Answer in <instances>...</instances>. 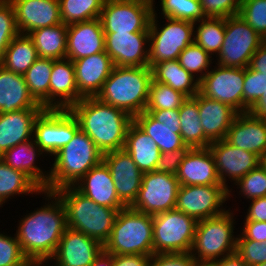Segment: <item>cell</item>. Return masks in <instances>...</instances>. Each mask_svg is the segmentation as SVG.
Listing matches in <instances>:
<instances>
[{"label": "cell", "mask_w": 266, "mask_h": 266, "mask_svg": "<svg viewBox=\"0 0 266 266\" xmlns=\"http://www.w3.org/2000/svg\"><path fill=\"white\" fill-rule=\"evenodd\" d=\"M42 194L51 201L21 218L16 230L22 252L30 262H49L67 228L60 198L54 192L42 191Z\"/></svg>", "instance_id": "obj_1"}, {"label": "cell", "mask_w": 266, "mask_h": 266, "mask_svg": "<svg viewBox=\"0 0 266 266\" xmlns=\"http://www.w3.org/2000/svg\"><path fill=\"white\" fill-rule=\"evenodd\" d=\"M69 110L103 154L124 149L127 129L133 121L128 113L96 97L82 98Z\"/></svg>", "instance_id": "obj_2"}, {"label": "cell", "mask_w": 266, "mask_h": 266, "mask_svg": "<svg viewBox=\"0 0 266 266\" xmlns=\"http://www.w3.org/2000/svg\"><path fill=\"white\" fill-rule=\"evenodd\" d=\"M151 81L149 66H114L96 98L134 118L146 109Z\"/></svg>", "instance_id": "obj_3"}, {"label": "cell", "mask_w": 266, "mask_h": 266, "mask_svg": "<svg viewBox=\"0 0 266 266\" xmlns=\"http://www.w3.org/2000/svg\"><path fill=\"white\" fill-rule=\"evenodd\" d=\"M54 193L65 207L66 226L104 245L120 210L95 203L74 186L60 188Z\"/></svg>", "instance_id": "obj_4"}, {"label": "cell", "mask_w": 266, "mask_h": 266, "mask_svg": "<svg viewBox=\"0 0 266 266\" xmlns=\"http://www.w3.org/2000/svg\"><path fill=\"white\" fill-rule=\"evenodd\" d=\"M48 179V192L75 184L103 160V153L81 129L55 155Z\"/></svg>", "instance_id": "obj_5"}, {"label": "cell", "mask_w": 266, "mask_h": 266, "mask_svg": "<svg viewBox=\"0 0 266 266\" xmlns=\"http://www.w3.org/2000/svg\"><path fill=\"white\" fill-rule=\"evenodd\" d=\"M103 247L113 255H152L153 215L131 207L121 209Z\"/></svg>", "instance_id": "obj_6"}, {"label": "cell", "mask_w": 266, "mask_h": 266, "mask_svg": "<svg viewBox=\"0 0 266 266\" xmlns=\"http://www.w3.org/2000/svg\"><path fill=\"white\" fill-rule=\"evenodd\" d=\"M233 214L228 209L220 215L197 221L190 251L196 262L212 263L236 252L238 237L233 234Z\"/></svg>", "instance_id": "obj_7"}, {"label": "cell", "mask_w": 266, "mask_h": 266, "mask_svg": "<svg viewBox=\"0 0 266 266\" xmlns=\"http://www.w3.org/2000/svg\"><path fill=\"white\" fill-rule=\"evenodd\" d=\"M155 5L149 25L148 66L152 68L162 61L177 60L180 53L194 42V23L164 18L167 24L159 28Z\"/></svg>", "instance_id": "obj_8"}, {"label": "cell", "mask_w": 266, "mask_h": 266, "mask_svg": "<svg viewBox=\"0 0 266 266\" xmlns=\"http://www.w3.org/2000/svg\"><path fill=\"white\" fill-rule=\"evenodd\" d=\"M196 224L176 208L153 215V254L190 252Z\"/></svg>", "instance_id": "obj_9"}, {"label": "cell", "mask_w": 266, "mask_h": 266, "mask_svg": "<svg viewBox=\"0 0 266 266\" xmlns=\"http://www.w3.org/2000/svg\"><path fill=\"white\" fill-rule=\"evenodd\" d=\"M154 0H105L100 20L104 33L149 32Z\"/></svg>", "instance_id": "obj_10"}, {"label": "cell", "mask_w": 266, "mask_h": 266, "mask_svg": "<svg viewBox=\"0 0 266 266\" xmlns=\"http://www.w3.org/2000/svg\"><path fill=\"white\" fill-rule=\"evenodd\" d=\"M262 37L238 14L225 18V34L216 64L225 67L246 68Z\"/></svg>", "instance_id": "obj_11"}, {"label": "cell", "mask_w": 266, "mask_h": 266, "mask_svg": "<svg viewBox=\"0 0 266 266\" xmlns=\"http://www.w3.org/2000/svg\"><path fill=\"white\" fill-rule=\"evenodd\" d=\"M80 129L69 109H44L36 118L33 139L51 157L68 144Z\"/></svg>", "instance_id": "obj_12"}, {"label": "cell", "mask_w": 266, "mask_h": 266, "mask_svg": "<svg viewBox=\"0 0 266 266\" xmlns=\"http://www.w3.org/2000/svg\"><path fill=\"white\" fill-rule=\"evenodd\" d=\"M179 187L176 175L156 170L143 173L137 198L130 207L149 215L175 209Z\"/></svg>", "instance_id": "obj_13"}, {"label": "cell", "mask_w": 266, "mask_h": 266, "mask_svg": "<svg viewBox=\"0 0 266 266\" xmlns=\"http://www.w3.org/2000/svg\"><path fill=\"white\" fill-rule=\"evenodd\" d=\"M230 192L231 189L224 185H180L175 208L196 221L204 220L226 211L221 206L230 197Z\"/></svg>", "instance_id": "obj_14"}, {"label": "cell", "mask_w": 266, "mask_h": 266, "mask_svg": "<svg viewBox=\"0 0 266 266\" xmlns=\"http://www.w3.org/2000/svg\"><path fill=\"white\" fill-rule=\"evenodd\" d=\"M199 82V92L213 100L229 105L237 113H243V87L245 68L218 65Z\"/></svg>", "instance_id": "obj_15"}, {"label": "cell", "mask_w": 266, "mask_h": 266, "mask_svg": "<svg viewBox=\"0 0 266 266\" xmlns=\"http://www.w3.org/2000/svg\"><path fill=\"white\" fill-rule=\"evenodd\" d=\"M208 148L214 157L221 184L227 188L226 177L236 182L261 164L258 155L235 147L225 139L212 142Z\"/></svg>", "instance_id": "obj_16"}, {"label": "cell", "mask_w": 266, "mask_h": 266, "mask_svg": "<svg viewBox=\"0 0 266 266\" xmlns=\"http://www.w3.org/2000/svg\"><path fill=\"white\" fill-rule=\"evenodd\" d=\"M148 46L149 32L105 33V52L114 66H148Z\"/></svg>", "instance_id": "obj_17"}, {"label": "cell", "mask_w": 266, "mask_h": 266, "mask_svg": "<svg viewBox=\"0 0 266 266\" xmlns=\"http://www.w3.org/2000/svg\"><path fill=\"white\" fill-rule=\"evenodd\" d=\"M103 161L111 172L119 199L130 207L137 198L143 173L124 149L104 153Z\"/></svg>", "instance_id": "obj_18"}, {"label": "cell", "mask_w": 266, "mask_h": 266, "mask_svg": "<svg viewBox=\"0 0 266 266\" xmlns=\"http://www.w3.org/2000/svg\"><path fill=\"white\" fill-rule=\"evenodd\" d=\"M103 249L98 241L67 227L51 260L54 266H90Z\"/></svg>", "instance_id": "obj_19"}, {"label": "cell", "mask_w": 266, "mask_h": 266, "mask_svg": "<svg viewBox=\"0 0 266 266\" xmlns=\"http://www.w3.org/2000/svg\"><path fill=\"white\" fill-rule=\"evenodd\" d=\"M20 34L62 23L59 0H9Z\"/></svg>", "instance_id": "obj_20"}, {"label": "cell", "mask_w": 266, "mask_h": 266, "mask_svg": "<svg viewBox=\"0 0 266 266\" xmlns=\"http://www.w3.org/2000/svg\"><path fill=\"white\" fill-rule=\"evenodd\" d=\"M104 51L105 33L100 18L68 25L67 59L74 61Z\"/></svg>", "instance_id": "obj_21"}, {"label": "cell", "mask_w": 266, "mask_h": 266, "mask_svg": "<svg viewBox=\"0 0 266 266\" xmlns=\"http://www.w3.org/2000/svg\"><path fill=\"white\" fill-rule=\"evenodd\" d=\"M74 187L99 205L116 210L127 207L119 199L111 172L103 160L91 168Z\"/></svg>", "instance_id": "obj_22"}, {"label": "cell", "mask_w": 266, "mask_h": 266, "mask_svg": "<svg viewBox=\"0 0 266 266\" xmlns=\"http://www.w3.org/2000/svg\"><path fill=\"white\" fill-rule=\"evenodd\" d=\"M176 177L180 185H223L208 147L190 148L178 168Z\"/></svg>", "instance_id": "obj_23"}, {"label": "cell", "mask_w": 266, "mask_h": 266, "mask_svg": "<svg viewBox=\"0 0 266 266\" xmlns=\"http://www.w3.org/2000/svg\"><path fill=\"white\" fill-rule=\"evenodd\" d=\"M73 63L77 89L83 98L96 97L114 67L105 51L74 60Z\"/></svg>", "instance_id": "obj_24"}, {"label": "cell", "mask_w": 266, "mask_h": 266, "mask_svg": "<svg viewBox=\"0 0 266 266\" xmlns=\"http://www.w3.org/2000/svg\"><path fill=\"white\" fill-rule=\"evenodd\" d=\"M225 140L261 158L266 151V121L252 116L249 112L237 113Z\"/></svg>", "instance_id": "obj_25"}, {"label": "cell", "mask_w": 266, "mask_h": 266, "mask_svg": "<svg viewBox=\"0 0 266 266\" xmlns=\"http://www.w3.org/2000/svg\"><path fill=\"white\" fill-rule=\"evenodd\" d=\"M82 98L77 89L73 61L67 58L53 60L50 79V109H70Z\"/></svg>", "instance_id": "obj_26"}, {"label": "cell", "mask_w": 266, "mask_h": 266, "mask_svg": "<svg viewBox=\"0 0 266 266\" xmlns=\"http://www.w3.org/2000/svg\"><path fill=\"white\" fill-rule=\"evenodd\" d=\"M44 108H25L0 113V156L8 149L33 139L34 123Z\"/></svg>", "instance_id": "obj_27"}, {"label": "cell", "mask_w": 266, "mask_h": 266, "mask_svg": "<svg viewBox=\"0 0 266 266\" xmlns=\"http://www.w3.org/2000/svg\"><path fill=\"white\" fill-rule=\"evenodd\" d=\"M198 109L204 135L211 141L223 140L237 112L229 105L198 92Z\"/></svg>", "instance_id": "obj_28"}, {"label": "cell", "mask_w": 266, "mask_h": 266, "mask_svg": "<svg viewBox=\"0 0 266 266\" xmlns=\"http://www.w3.org/2000/svg\"><path fill=\"white\" fill-rule=\"evenodd\" d=\"M44 152L35 143L34 139L20 143L4 152L0 159L15 170H19L29 176L43 191H48V179L50 171H46L34 165L38 155Z\"/></svg>", "instance_id": "obj_29"}, {"label": "cell", "mask_w": 266, "mask_h": 266, "mask_svg": "<svg viewBox=\"0 0 266 266\" xmlns=\"http://www.w3.org/2000/svg\"><path fill=\"white\" fill-rule=\"evenodd\" d=\"M25 108H43L29 93L24 75L6 70L0 65V113Z\"/></svg>", "instance_id": "obj_30"}, {"label": "cell", "mask_w": 266, "mask_h": 266, "mask_svg": "<svg viewBox=\"0 0 266 266\" xmlns=\"http://www.w3.org/2000/svg\"><path fill=\"white\" fill-rule=\"evenodd\" d=\"M124 150L133 158L142 173L156 170L161 154L160 149L134 121L127 129Z\"/></svg>", "instance_id": "obj_31"}, {"label": "cell", "mask_w": 266, "mask_h": 266, "mask_svg": "<svg viewBox=\"0 0 266 266\" xmlns=\"http://www.w3.org/2000/svg\"><path fill=\"white\" fill-rule=\"evenodd\" d=\"M133 121L154 140L161 153L190 148L183 142L177 125L160 123L146 111L135 116Z\"/></svg>", "instance_id": "obj_32"}, {"label": "cell", "mask_w": 266, "mask_h": 266, "mask_svg": "<svg viewBox=\"0 0 266 266\" xmlns=\"http://www.w3.org/2000/svg\"><path fill=\"white\" fill-rule=\"evenodd\" d=\"M151 69L154 81L169 85L187 98L194 97L199 92L200 81L186 71L178 60L162 61Z\"/></svg>", "instance_id": "obj_33"}, {"label": "cell", "mask_w": 266, "mask_h": 266, "mask_svg": "<svg viewBox=\"0 0 266 266\" xmlns=\"http://www.w3.org/2000/svg\"><path fill=\"white\" fill-rule=\"evenodd\" d=\"M67 28L68 25L60 23L31 31L28 36L32 39L38 56L53 60L65 59Z\"/></svg>", "instance_id": "obj_34"}, {"label": "cell", "mask_w": 266, "mask_h": 266, "mask_svg": "<svg viewBox=\"0 0 266 266\" xmlns=\"http://www.w3.org/2000/svg\"><path fill=\"white\" fill-rule=\"evenodd\" d=\"M180 134L190 148H206L212 142L204 135L199 117L198 93L187 98L179 108Z\"/></svg>", "instance_id": "obj_35"}, {"label": "cell", "mask_w": 266, "mask_h": 266, "mask_svg": "<svg viewBox=\"0 0 266 266\" xmlns=\"http://www.w3.org/2000/svg\"><path fill=\"white\" fill-rule=\"evenodd\" d=\"M39 58L32 39L27 34H18L7 47L0 61L6 70L24 75Z\"/></svg>", "instance_id": "obj_36"}, {"label": "cell", "mask_w": 266, "mask_h": 266, "mask_svg": "<svg viewBox=\"0 0 266 266\" xmlns=\"http://www.w3.org/2000/svg\"><path fill=\"white\" fill-rule=\"evenodd\" d=\"M53 59L39 57L24 74L29 93L44 109H50V79Z\"/></svg>", "instance_id": "obj_37"}, {"label": "cell", "mask_w": 266, "mask_h": 266, "mask_svg": "<svg viewBox=\"0 0 266 266\" xmlns=\"http://www.w3.org/2000/svg\"><path fill=\"white\" fill-rule=\"evenodd\" d=\"M42 189L25 173L15 170L0 159V207L18 194H41Z\"/></svg>", "instance_id": "obj_38"}, {"label": "cell", "mask_w": 266, "mask_h": 266, "mask_svg": "<svg viewBox=\"0 0 266 266\" xmlns=\"http://www.w3.org/2000/svg\"><path fill=\"white\" fill-rule=\"evenodd\" d=\"M194 42L204 49L211 57L219 54L224 42L225 18L224 17H205L194 23Z\"/></svg>", "instance_id": "obj_39"}, {"label": "cell", "mask_w": 266, "mask_h": 266, "mask_svg": "<svg viewBox=\"0 0 266 266\" xmlns=\"http://www.w3.org/2000/svg\"><path fill=\"white\" fill-rule=\"evenodd\" d=\"M105 0H59L62 23L93 20L100 17Z\"/></svg>", "instance_id": "obj_40"}, {"label": "cell", "mask_w": 266, "mask_h": 266, "mask_svg": "<svg viewBox=\"0 0 266 266\" xmlns=\"http://www.w3.org/2000/svg\"><path fill=\"white\" fill-rule=\"evenodd\" d=\"M187 97L169 85L152 79L149 87V98L145 110L179 109Z\"/></svg>", "instance_id": "obj_41"}, {"label": "cell", "mask_w": 266, "mask_h": 266, "mask_svg": "<svg viewBox=\"0 0 266 266\" xmlns=\"http://www.w3.org/2000/svg\"><path fill=\"white\" fill-rule=\"evenodd\" d=\"M163 18L197 23L205 18L199 0H160Z\"/></svg>", "instance_id": "obj_42"}, {"label": "cell", "mask_w": 266, "mask_h": 266, "mask_svg": "<svg viewBox=\"0 0 266 266\" xmlns=\"http://www.w3.org/2000/svg\"><path fill=\"white\" fill-rule=\"evenodd\" d=\"M211 56L195 42L189 44L179 55V64L199 81L210 71ZM197 73V75H195Z\"/></svg>", "instance_id": "obj_43"}, {"label": "cell", "mask_w": 266, "mask_h": 266, "mask_svg": "<svg viewBox=\"0 0 266 266\" xmlns=\"http://www.w3.org/2000/svg\"><path fill=\"white\" fill-rule=\"evenodd\" d=\"M19 34L15 10L9 0H0V61L10 42Z\"/></svg>", "instance_id": "obj_44"}, {"label": "cell", "mask_w": 266, "mask_h": 266, "mask_svg": "<svg viewBox=\"0 0 266 266\" xmlns=\"http://www.w3.org/2000/svg\"><path fill=\"white\" fill-rule=\"evenodd\" d=\"M239 186L240 194H243L244 198L256 199L266 196V168L261 164L254 170H251L242 178L234 182Z\"/></svg>", "instance_id": "obj_45"}, {"label": "cell", "mask_w": 266, "mask_h": 266, "mask_svg": "<svg viewBox=\"0 0 266 266\" xmlns=\"http://www.w3.org/2000/svg\"><path fill=\"white\" fill-rule=\"evenodd\" d=\"M238 15L261 37L266 32V0H242Z\"/></svg>", "instance_id": "obj_46"}, {"label": "cell", "mask_w": 266, "mask_h": 266, "mask_svg": "<svg viewBox=\"0 0 266 266\" xmlns=\"http://www.w3.org/2000/svg\"><path fill=\"white\" fill-rule=\"evenodd\" d=\"M266 92V74H261L249 67L245 68L243 87V112H248L252 105Z\"/></svg>", "instance_id": "obj_47"}, {"label": "cell", "mask_w": 266, "mask_h": 266, "mask_svg": "<svg viewBox=\"0 0 266 266\" xmlns=\"http://www.w3.org/2000/svg\"><path fill=\"white\" fill-rule=\"evenodd\" d=\"M30 261L24 256L20 243L14 237L0 233V266H29Z\"/></svg>", "instance_id": "obj_48"}, {"label": "cell", "mask_w": 266, "mask_h": 266, "mask_svg": "<svg viewBox=\"0 0 266 266\" xmlns=\"http://www.w3.org/2000/svg\"><path fill=\"white\" fill-rule=\"evenodd\" d=\"M236 252L248 266L262 264L266 262V241L237 239Z\"/></svg>", "instance_id": "obj_49"}, {"label": "cell", "mask_w": 266, "mask_h": 266, "mask_svg": "<svg viewBox=\"0 0 266 266\" xmlns=\"http://www.w3.org/2000/svg\"><path fill=\"white\" fill-rule=\"evenodd\" d=\"M205 17H224L237 15L242 0H199Z\"/></svg>", "instance_id": "obj_50"}, {"label": "cell", "mask_w": 266, "mask_h": 266, "mask_svg": "<svg viewBox=\"0 0 266 266\" xmlns=\"http://www.w3.org/2000/svg\"><path fill=\"white\" fill-rule=\"evenodd\" d=\"M196 262L190 252L152 254L148 266H193Z\"/></svg>", "instance_id": "obj_51"}, {"label": "cell", "mask_w": 266, "mask_h": 266, "mask_svg": "<svg viewBox=\"0 0 266 266\" xmlns=\"http://www.w3.org/2000/svg\"><path fill=\"white\" fill-rule=\"evenodd\" d=\"M190 148H182L175 151L160 154L156 171L176 175L178 168Z\"/></svg>", "instance_id": "obj_52"}, {"label": "cell", "mask_w": 266, "mask_h": 266, "mask_svg": "<svg viewBox=\"0 0 266 266\" xmlns=\"http://www.w3.org/2000/svg\"><path fill=\"white\" fill-rule=\"evenodd\" d=\"M241 235L237 239H251L258 242L266 241V222L245 221Z\"/></svg>", "instance_id": "obj_53"}, {"label": "cell", "mask_w": 266, "mask_h": 266, "mask_svg": "<svg viewBox=\"0 0 266 266\" xmlns=\"http://www.w3.org/2000/svg\"><path fill=\"white\" fill-rule=\"evenodd\" d=\"M151 255H113V266H148Z\"/></svg>", "instance_id": "obj_54"}, {"label": "cell", "mask_w": 266, "mask_h": 266, "mask_svg": "<svg viewBox=\"0 0 266 266\" xmlns=\"http://www.w3.org/2000/svg\"><path fill=\"white\" fill-rule=\"evenodd\" d=\"M245 221L266 222V196L251 200Z\"/></svg>", "instance_id": "obj_55"}, {"label": "cell", "mask_w": 266, "mask_h": 266, "mask_svg": "<svg viewBox=\"0 0 266 266\" xmlns=\"http://www.w3.org/2000/svg\"><path fill=\"white\" fill-rule=\"evenodd\" d=\"M156 121L169 125H177L180 127L179 109L171 110H145Z\"/></svg>", "instance_id": "obj_56"}, {"label": "cell", "mask_w": 266, "mask_h": 266, "mask_svg": "<svg viewBox=\"0 0 266 266\" xmlns=\"http://www.w3.org/2000/svg\"><path fill=\"white\" fill-rule=\"evenodd\" d=\"M248 67L261 74H266V44H261L252 56Z\"/></svg>", "instance_id": "obj_57"}, {"label": "cell", "mask_w": 266, "mask_h": 266, "mask_svg": "<svg viewBox=\"0 0 266 266\" xmlns=\"http://www.w3.org/2000/svg\"><path fill=\"white\" fill-rule=\"evenodd\" d=\"M213 266H248L237 252L212 262Z\"/></svg>", "instance_id": "obj_58"}, {"label": "cell", "mask_w": 266, "mask_h": 266, "mask_svg": "<svg viewBox=\"0 0 266 266\" xmlns=\"http://www.w3.org/2000/svg\"><path fill=\"white\" fill-rule=\"evenodd\" d=\"M248 112L252 116L266 121V92L252 105Z\"/></svg>", "instance_id": "obj_59"}, {"label": "cell", "mask_w": 266, "mask_h": 266, "mask_svg": "<svg viewBox=\"0 0 266 266\" xmlns=\"http://www.w3.org/2000/svg\"><path fill=\"white\" fill-rule=\"evenodd\" d=\"M90 266H113V254L103 249Z\"/></svg>", "instance_id": "obj_60"}, {"label": "cell", "mask_w": 266, "mask_h": 266, "mask_svg": "<svg viewBox=\"0 0 266 266\" xmlns=\"http://www.w3.org/2000/svg\"><path fill=\"white\" fill-rule=\"evenodd\" d=\"M193 266H213V264L207 262H195Z\"/></svg>", "instance_id": "obj_61"}, {"label": "cell", "mask_w": 266, "mask_h": 266, "mask_svg": "<svg viewBox=\"0 0 266 266\" xmlns=\"http://www.w3.org/2000/svg\"><path fill=\"white\" fill-rule=\"evenodd\" d=\"M44 263H47V261L30 262L29 266H41L42 264L44 266ZM51 266H53V265H51Z\"/></svg>", "instance_id": "obj_62"}, {"label": "cell", "mask_w": 266, "mask_h": 266, "mask_svg": "<svg viewBox=\"0 0 266 266\" xmlns=\"http://www.w3.org/2000/svg\"><path fill=\"white\" fill-rule=\"evenodd\" d=\"M261 165L266 168V151L261 157Z\"/></svg>", "instance_id": "obj_63"}, {"label": "cell", "mask_w": 266, "mask_h": 266, "mask_svg": "<svg viewBox=\"0 0 266 266\" xmlns=\"http://www.w3.org/2000/svg\"><path fill=\"white\" fill-rule=\"evenodd\" d=\"M262 43L266 44V32L264 33V35L262 36Z\"/></svg>", "instance_id": "obj_64"}, {"label": "cell", "mask_w": 266, "mask_h": 266, "mask_svg": "<svg viewBox=\"0 0 266 266\" xmlns=\"http://www.w3.org/2000/svg\"><path fill=\"white\" fill-rule=\"evenodd\" d=\"M255 266H266V262H264L262 264L255 265Z\"/></svg>", "instance_id": "obj_65"}]
</instances>
